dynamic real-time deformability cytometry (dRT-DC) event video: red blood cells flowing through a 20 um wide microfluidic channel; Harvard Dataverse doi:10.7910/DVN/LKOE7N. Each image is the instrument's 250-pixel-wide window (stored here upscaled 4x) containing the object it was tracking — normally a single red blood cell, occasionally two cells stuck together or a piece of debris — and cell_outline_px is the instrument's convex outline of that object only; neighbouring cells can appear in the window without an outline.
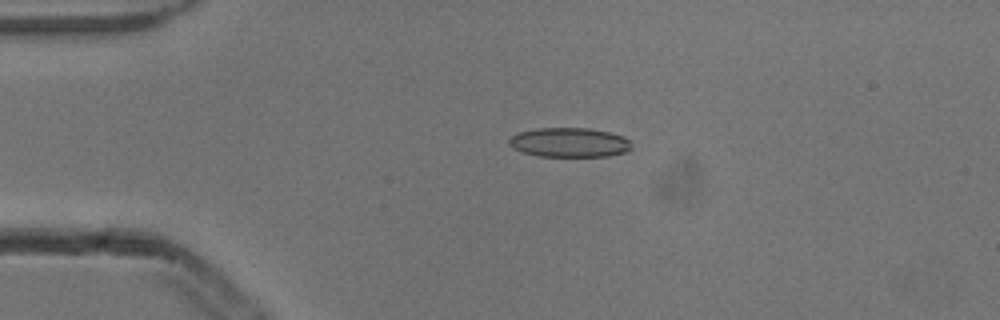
{"species": "common noctule bat (a hibernating species)", "species_latin": "Nyctalus noctula", "temperature_condition": "cold", "stored_images_in_passage": 5, "camera_frame_rate_fps": 3000, "um_per_image_px": 0.085, "animal": {"sex": "male", "body_mass_g": 13.3}, "frame": {"image": 1, "passage_image": 4, "time_ms": 1.0, "image_size_px": [1000, 320], "cell_outline_px": [[632, 148], [624, 152], [608, 156], [536, 156], [512, 148], [508, 144], [508, 140], [512, 136], [520, 132], [536, 128], [588, 128], [608, 132], [624, 136], [628, 140]], "centroid_in_image_um": [48.37, 12.11], "position_along_channel_um": 36.6, "area_um2": 20.92}}